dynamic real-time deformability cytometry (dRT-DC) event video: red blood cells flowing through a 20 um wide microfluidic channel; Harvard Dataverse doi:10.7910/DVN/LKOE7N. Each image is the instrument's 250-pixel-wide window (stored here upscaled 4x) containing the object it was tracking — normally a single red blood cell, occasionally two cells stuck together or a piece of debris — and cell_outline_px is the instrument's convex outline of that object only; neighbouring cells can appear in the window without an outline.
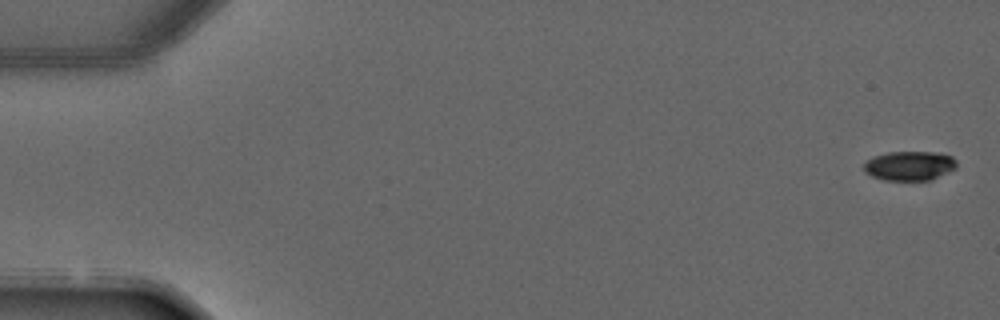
{"species": "common noctule bat (a hibernating species)", "species_latin": "Nyctalus noctula", "temperature_condition": "warm", "stored_images_in_passage": 5, "camera_frame_rate_fps": 3000, "um_per_image_px": 0.085, "animal": {"sex": "male", "forearm_length_mm": 52.5}, "frame": {"image": 1, "passage_image": 1, "time_ms": 0.0, "image_size_px": [1000, 320], "cell_outline_px": [[956, 168], [932, 180], [884, 180], [872, 176], [864, 172], [864, 164], [872, 156], [888, 152], [932, 152], [952, 156], [956, 160]], "centroid_in_image_um": [77.3, 14.09], "position_along_channel_um": 7.7, "area_um2": 15.9}}
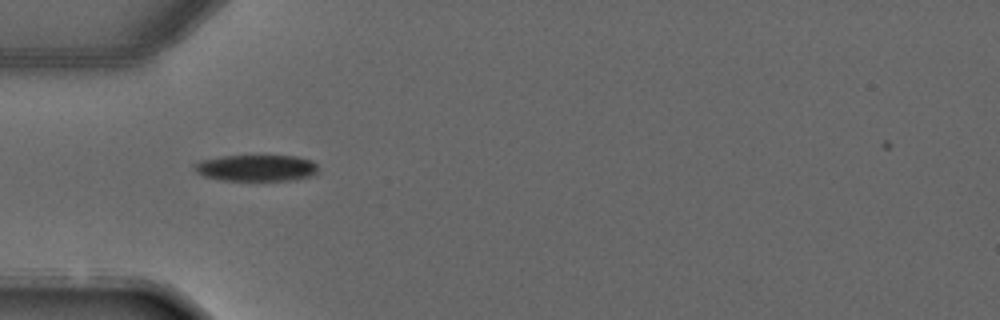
{"frame": {"image": 2, "passage_image": 4, "time_ms": 4.333, "image_size_px": [1000, 320], "cell_outline_px": [[320, 172], [312, 176], [296, 180], [220, 180], [204, 176], [196, 172], [192, 168], [192, 164], [200, 160], [224, 156], [296, 156], [312, 160], [316, 164]], "centroid_in_image_um": [21.8, 14.28], "position_along_channel_um": 63.2, "area_um2": 19.31}}
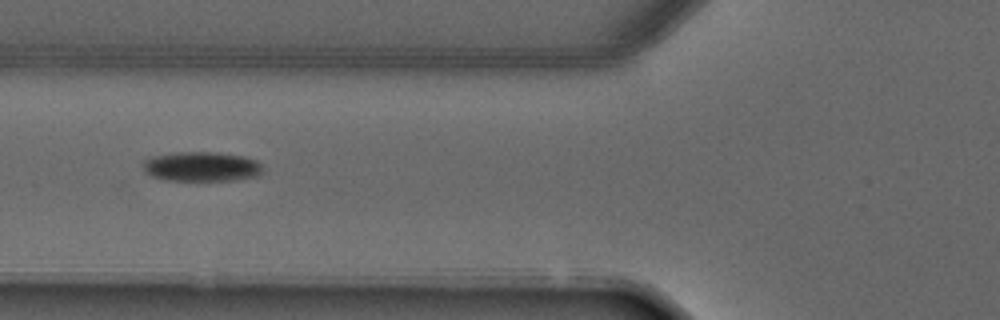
{"frame": {"image": 3, "passage_image": 5, "time_ms": 5.333, "image_size_px": [1000, 320], "cell_outline_px": [[260, 176], [236, 180], [164, 180], [152, 176], [144, 172], [144, 160], [152, 156], [176, 152], [216, 152], [244, 156], [256, 160], [260, 164]], "centroid_in_image_um": [17.12, 14.16], "position_along_channel_um": 108.7, "area_um2": 20.69}}